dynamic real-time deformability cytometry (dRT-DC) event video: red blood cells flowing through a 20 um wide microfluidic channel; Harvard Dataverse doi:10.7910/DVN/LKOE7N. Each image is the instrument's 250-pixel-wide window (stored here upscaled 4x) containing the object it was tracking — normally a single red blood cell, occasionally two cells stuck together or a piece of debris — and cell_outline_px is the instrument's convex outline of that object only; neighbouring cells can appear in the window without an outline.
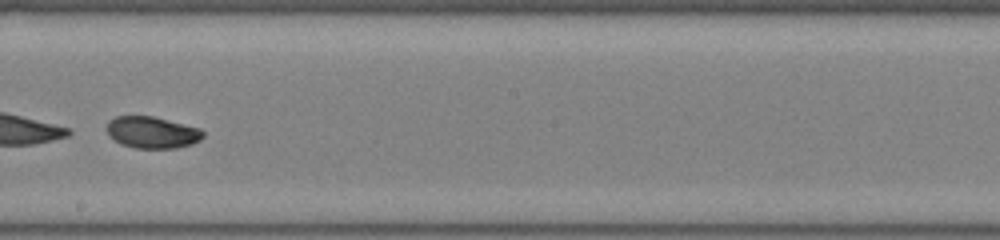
{"species": "common noctule bat (a hibernating species)", "species_latin": "Nyctalus noctula", "temperature_condition": "room temperature", "stored_images_in_passage": 35, "camera_frame_rate_fps": 3000, "um_per_image_px": 0.085, "animal": {"sex": "female", "body_mass_g": 22.0, "forearm_length_mm": 56.7}, "frame": {"image": 1, "passage_image": 16, "time_ms": 5.0, "image_size_px": [1000, 240], "cell_outline_px": [[204, 136], [200, 140], [192, 144], [176, 148], [136, 148], [120, 144], [108, 136], [104, 128], [108, 120], [116, 116], [152, 116], [200, 128], [204, 132]], "centroid_in_image_um": [12.88, 11.25], "position_along_channel_um": 235.3, "area_um2": 18.03}}
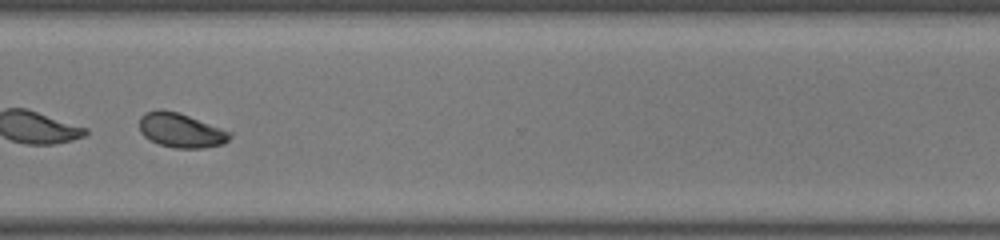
{"frame": {"image": 2, "passage_image": 25, "time_ms": 8.0, "image_size_px": [1000, 240], "cell_outline_px": [[232, 136], [224, 144], [204, 148], [176, 148], [160, 144], [144, 136], [140, 132], [140, 116], [144, 112], [156, 108], [160, 108], [176, 112], [188, 116], [232, 132]], "centroid_in_image_um": [15.37, 11.07], "position_along_channel_um": 355.2, "area_um2": 18.09}, "authors_computed_cell_mechanics": {"area_um2": 18.5538, "velocity_mm_per_s": 3.9707, "shape_relaxation_time_tau1_ms": 0.7073, "shape_relaxation_time_tau2_ms": 2.2844, "deformation_change_tau1": 0.2955, "deformation_change_tau2": 0.0529}}